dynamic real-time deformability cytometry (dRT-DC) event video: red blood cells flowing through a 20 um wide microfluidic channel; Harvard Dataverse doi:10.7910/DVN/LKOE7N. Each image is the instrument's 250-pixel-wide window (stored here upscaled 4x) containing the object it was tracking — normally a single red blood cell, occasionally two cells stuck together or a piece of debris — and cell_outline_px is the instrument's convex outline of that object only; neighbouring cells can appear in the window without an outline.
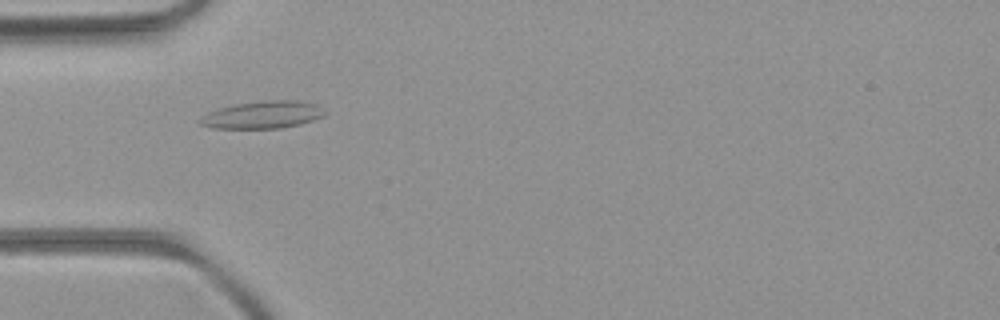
{"species": "common noctule bat (a hibernating species)", "species_latin": "Nyctalus noctula", "temperature_condition": "room temperature", "stored_images_in_passage": 30, "camera_frame_rate_fps": 3000, "um_per_image_px": 0.085, "animal": {"sex": "female", "body_mass_g": 21.9}, "frame": {"image": 1, "passage_image": 4, "time_ms": 1.0, "image_size_px": [1000, 320], "cell_outline_px": [[328, 112], [324, 116], [300, 124], [280, 128], [212, 128], [200, 124], [196, 120], [200, 116], [208, 112], [220, 108], [236, 104], [260, 100], [300, 100], [316, 104]], "centroid_in_image_um": [22.33, 9.75], "position_along_channel_um": 62.7, "area_um2": 20.11}}
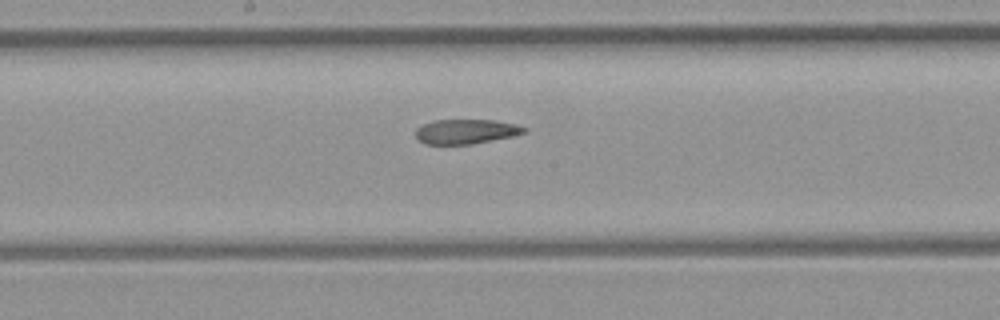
{"frame": {"image": 2, "passage_image": 15, "time_ms": 4.667, "image_size_px": [1000, 320], "cell_outline_px": [[528, 132], [512, 136], [468, 144], [424, 144], [416, 136], [416, 128], [424, 124], [436, 120], [492, 120], [516, 124], [528, 128]], "centroid_in_image_um": [39.63, 11.17], "position_along_channel_um": 208.6, "area_um2": 15.37}}
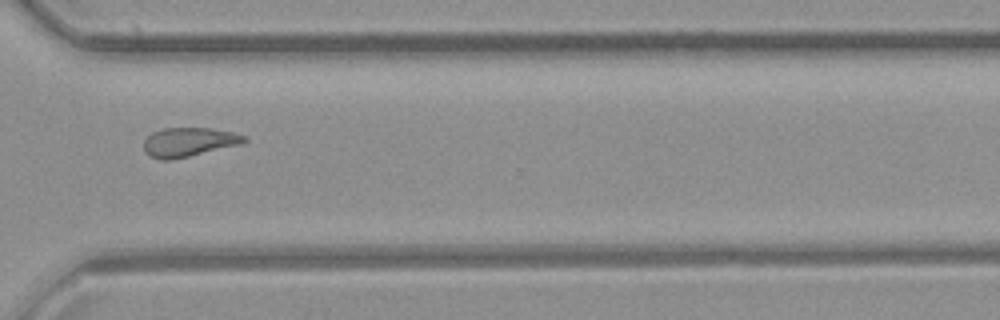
{"frame": {"image": 3, "passage_image": 26, "time_ms": 8.333, "image_size_px": [1000, 320], "cell_outline_px": [[248, 140], [240, 144], [172, 160], [160, 160], [148, 156], [144, 152], [144, 140], [152, 132], [164, 128], [212, 128], [232, 132], [248, 136]], "centroid_in_image_um": [16.03, 12.08], "position_along_channel_um": 354.6, "area_um2": 17.11}, "authors_computed_cell_mechanics": {"area_um2": 16.7042, "velocity_mm_per_s": 4.0034, "shape_relaxation_time_tau1_ms": null, "shape_relaxation_time_tau2_ms": 6.6583, "deformation_change_tau1": null, "deformation_change_tau2": 0.167}}